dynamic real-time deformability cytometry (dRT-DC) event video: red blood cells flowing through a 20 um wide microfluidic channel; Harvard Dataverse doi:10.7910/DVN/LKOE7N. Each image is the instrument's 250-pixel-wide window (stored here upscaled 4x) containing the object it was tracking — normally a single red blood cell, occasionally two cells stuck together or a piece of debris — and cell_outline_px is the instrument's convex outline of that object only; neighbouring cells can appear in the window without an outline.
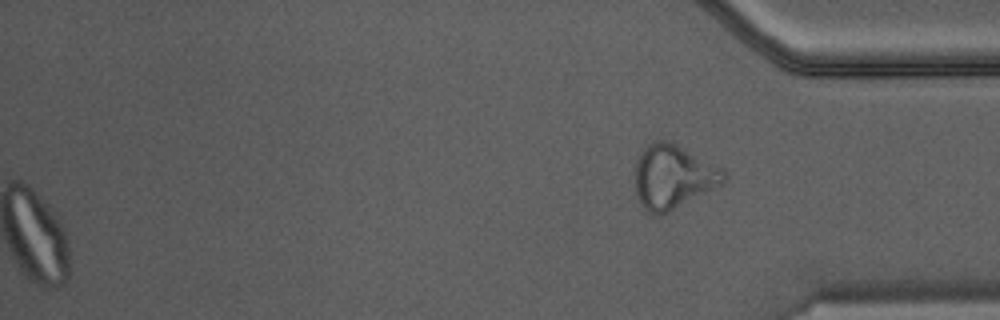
{"species": "Egyptian fruit bat (a non-hibernating species)", "species_latin": "Rousettus aegyptiacus", "temperature_condition": "warm", "stored_images_in_passage": 46, "camera_frame_rate_fps": 3000, "um_per_image_px": 0.085, "animal": {"sex": "male"}, "frame": {"image": 1, "passage_image": 46, "time_ms": 15.0, "image_size_px": [1000, 320], "cell_outline_px": [[728, 180], [724, 184], [660, 216], [656, 216], [648, 212], [640, 204], [636, 196], [636, 160], [640, 152], [648, 144], [656, 140], [668, 140], [724, 168], [728, 176]], "centroid_in_image_um": [57.25, 15.03], "position_along_channel_um": 378.0, "area_um2": 33.47}}